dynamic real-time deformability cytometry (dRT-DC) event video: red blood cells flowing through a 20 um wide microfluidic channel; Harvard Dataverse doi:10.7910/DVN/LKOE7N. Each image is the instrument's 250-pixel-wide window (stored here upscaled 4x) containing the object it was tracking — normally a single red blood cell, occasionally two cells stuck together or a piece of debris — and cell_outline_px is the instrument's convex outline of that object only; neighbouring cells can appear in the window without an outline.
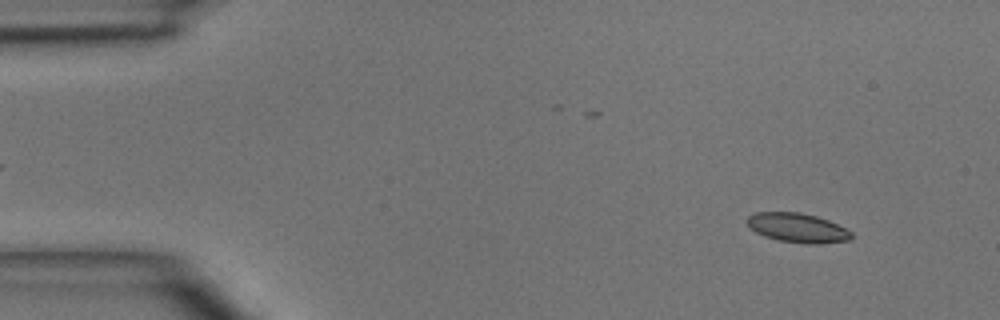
{"species": "common noctule bat (a hibernating species)", "species_latin": "Nyctalus noctula", "temperature_condition": "room temperature", "stored_images_in_passage": 4, "camera_frame_rate_fps": 3000, "um_per_image_px": 0.085, "animal": {"sex": "male", "body_mass_g": 15.6}, "frame": {"image": 1, "passage_image": 1, "time_ms": 0.0, "image_size_px": [1000, 320], "cell_outline_px": [[852, 240], [820, 244], [812, 244], [780, 240], [764, 236], [756, 232], [744, 220], [748, 216], [756, 212], [800, 212], [816, 216], [828, 220], [852, 232]], "centroid_in_image_um": [67.8, 19.36], "position_along_channel_um": 17.2, "area_um2": 17.74}}
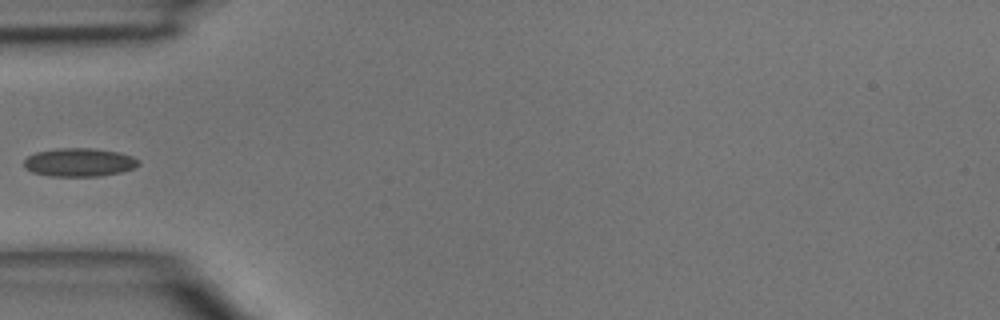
{"frame": {"image": 2, "passage_image": 4, "time_ms": 3.667, "image_size_px": [1000, 320], "cell_outline_px": [[140, 164], [132, 168], [120, 172], [100, 176], [52, 176], [32, 172], [24, 168], [24, 160], [28, 156], [36, 152], [60, 148], [92, 148], [116, 152], [132, 156], [140, 160]], "centroid_in_image_um": [6.72, 13.8], "position_along_channel_um": 78.3, "area_um2": 18.84}}